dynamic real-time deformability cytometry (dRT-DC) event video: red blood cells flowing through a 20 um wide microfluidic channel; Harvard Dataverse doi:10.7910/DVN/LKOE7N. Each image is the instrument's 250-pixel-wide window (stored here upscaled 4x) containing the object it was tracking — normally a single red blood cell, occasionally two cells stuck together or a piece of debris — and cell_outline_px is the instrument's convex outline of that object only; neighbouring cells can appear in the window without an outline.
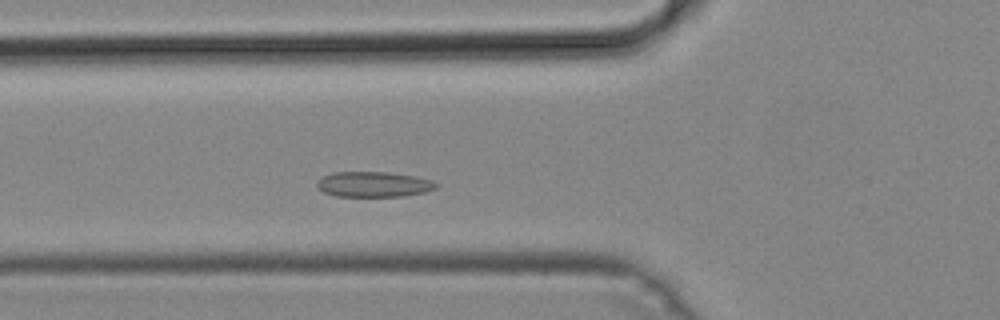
{"species": "common noctule bat (a hibernating species)", "species_latin": "Nyctalus noctula", "temperature_condition": "cold", "stored_images_in_passage": 43, "camera_frame_rate_fps": 3000, "um_per_image_px": 0.085, "animal": {"sex": "male", "body_mass_g": 19.2, "forearm_length_mm": 51.8}, "frame": {"image": 1, "passage_image": 11, "time_ms": 3.333, "image_size_px": [1000, 320], "cell_outline_px": [[440, 184], [436, 188], [424, 192], [404, 196], [336, 196], [324, 192], [316, 188], [316, 180], [332, 172], [388, 172], [416, 176], [432, 180]], "centroid_in_image_um": [31.75, 15.66], "position_along_channel_um": 94.0, "area_um2": 17.74}}
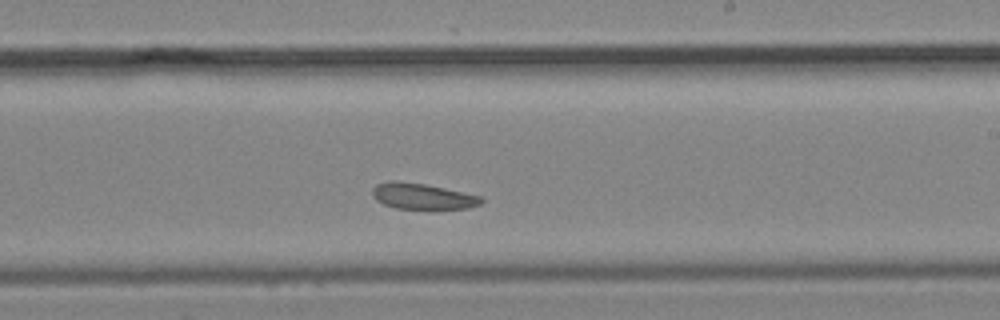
{"frame": {"image": 2, "passage_image": 23, "time_ms": 7.333, "image_size_px": [1000, 320], "cell_outline_px": [[484, 200], [480, 204], [468, 208], [396, 208], [384, 204], [376, 200], [372, 196], [372, 188], [376, 184], [388, 180], [396, 180], [424, 184], [444, 188], [480, 196]], "centroid_in_image_um": [35.85, 16.66], "position_along_channel_um": 253.2, "area_um2": 16.24}}
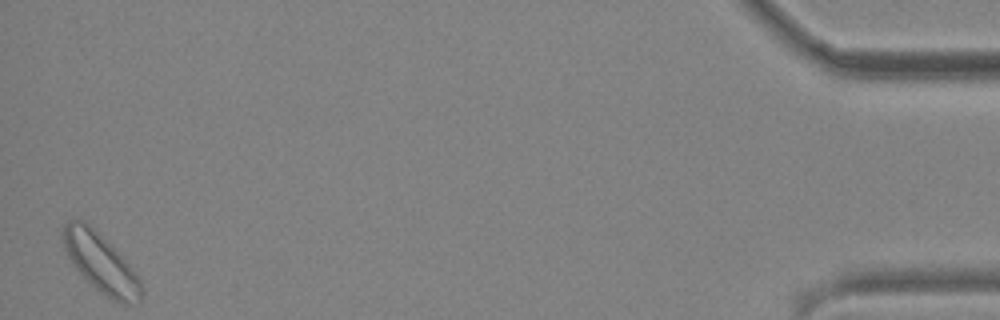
{"frame": {"image": 3, "passage_image": 43, "time_ms": 14.0, "image_size_px": [1000, 320], "cell_outline_px": [[144, 296], [140, 304], [124, 304], [112, 300], [100, 292], [72, 264], [64, 248], [60, 232], [64, 224], [68, 220], [84, 220], [132, 268], [140, 280], [144, 292]], "centroid_in_image_um": [8.57, 22.4], "position_along_channel_um": 426.6, "area_um2": 26.47}}